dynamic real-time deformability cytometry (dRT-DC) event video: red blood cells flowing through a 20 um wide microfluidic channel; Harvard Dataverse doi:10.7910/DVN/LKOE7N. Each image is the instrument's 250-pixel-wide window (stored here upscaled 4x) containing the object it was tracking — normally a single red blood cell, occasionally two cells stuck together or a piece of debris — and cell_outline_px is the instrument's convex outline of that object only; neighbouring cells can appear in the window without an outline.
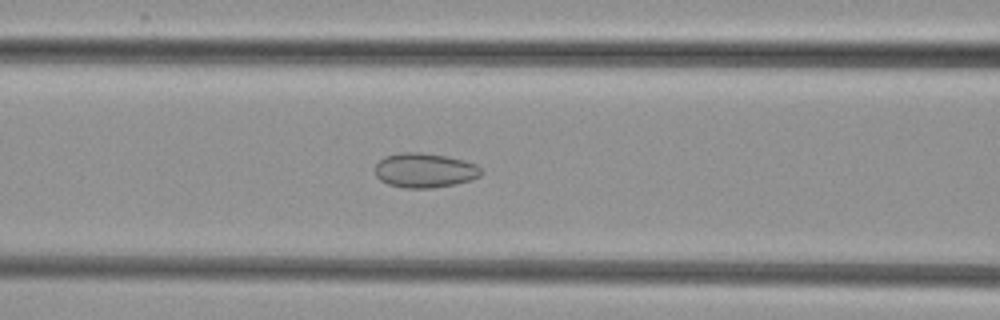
{"species": "common noctule bat (a hibernating species)", "species_latin": "Nyctalus noctula", "temperature_condition": "cold", "stored_images_in_passage": 50, "camera_frame_rate_fps": 3000, "um_per_image_px": 0.085, "animal": {"sex": "female", "body_mass_g": 29.2, "forearm_length_mm": 56.3}, "frame": {"image": 1, "passage_image": 20, "time_ms": 6.333, "image_size_px": [1000, 320], "cell_outline_px": [[484, 172], [480, 176], [472, 180], [432, 188], [404, 188], [388, 184], [380, 180], [376, 176], [376, 164], [384, 156], [400, 152], [420, 152], [448, 156], [464, 160], [476, 164]], "centroid_in_image_um": [36.11, 14.47], "position_along_channel_um": 130.5, "area_um2": 21.5}}
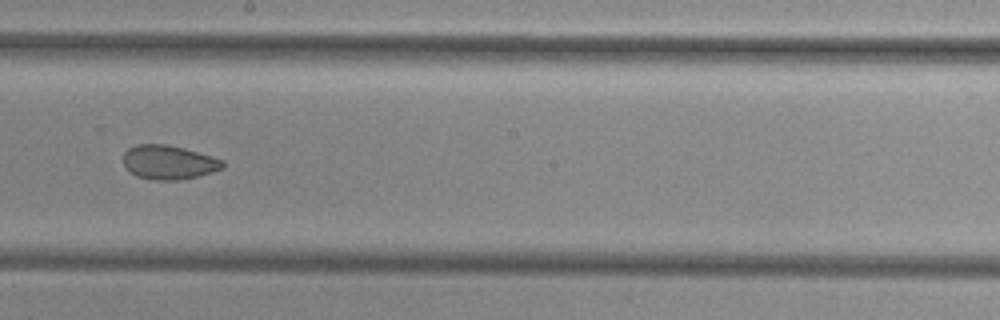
{"frame": {"image": 2, "passage_image": 28, "time_ms": 9.0, "image_size_px": [1000, 320], "cell_outline_px": [[224, 168], [212, 172], [180, 180], [152, 180], [136, 176], [124, 168], [124, 152], [128, 148], [136, 144], [168, 144], [184, 148], [212, 156], [224, 160]], "centroid_in_image_um": [14.33, 13.79], "position_along_channel_um": 233.9, "area_um2": 19.94}}
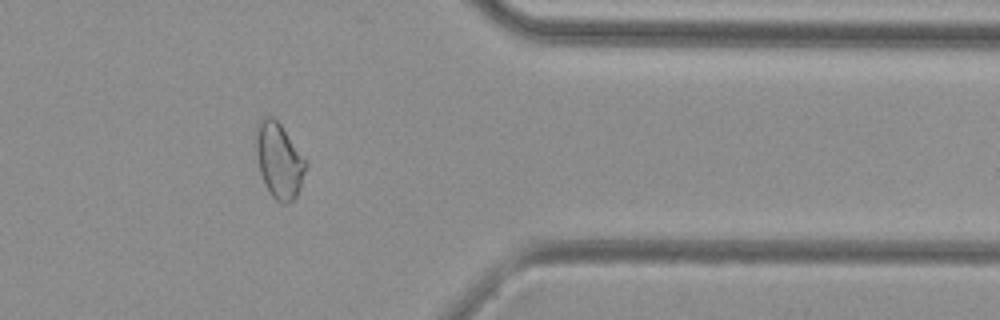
{"frame": {"image": 3, "passage_image": 41, "time_ms": 13.333, "image_size_px": [1000, 320], "cell_outline_px": [[308, 164], [300, 188], [296, 196], [292, 200], [284, 204], [276, 200], [272, 196], [260, 172], [256, 156], [256, 124], [264, 116], [272, 116], [280, 124], [308, 160]], "centroid_in_image_um": [23.74, 13.61], "position_along_channel_um": 387.7, "area_um2": 21.91}}